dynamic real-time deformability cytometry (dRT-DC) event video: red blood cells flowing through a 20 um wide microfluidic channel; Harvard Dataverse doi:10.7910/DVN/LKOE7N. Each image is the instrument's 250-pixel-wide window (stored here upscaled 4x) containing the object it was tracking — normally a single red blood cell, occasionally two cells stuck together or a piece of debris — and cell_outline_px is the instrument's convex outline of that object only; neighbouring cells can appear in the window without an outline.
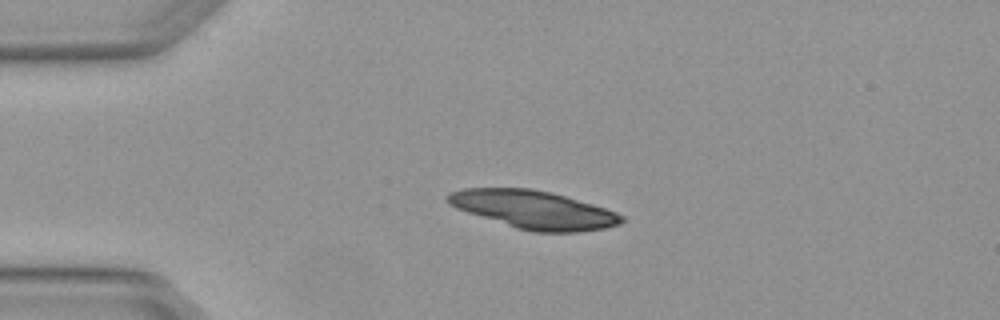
{"species": "Egyptian fruit bat (a non-hibernating species)", "species_latin": "Rousettus aegyptiacus", "temperature_condition": "warm", "stored_images_in_passage": 4, "camera_frame_rate_fps": 3000, "um_per_image_px": 0.085, "animal": {"sex": "female"}, "frame": {"image": 1, "passage_image": 2, "time_ms": 0.333, "image_size_px": [1000, 320], "cell_outline_px": [[624, 220], [620, 224], [604, 228], [576, 232], [536, 232], [516, 228], [456, 208], [448, 204], [444, 200], [444, 196], [448, 192], [464, 188], [532, 188], [552, 192], [592, 204], [616, 212], [624, 216]], "centroid_in_image_um": [45.32, 17.81], "position_along_channel_um": 39.7, "area_um2": 38.55}}